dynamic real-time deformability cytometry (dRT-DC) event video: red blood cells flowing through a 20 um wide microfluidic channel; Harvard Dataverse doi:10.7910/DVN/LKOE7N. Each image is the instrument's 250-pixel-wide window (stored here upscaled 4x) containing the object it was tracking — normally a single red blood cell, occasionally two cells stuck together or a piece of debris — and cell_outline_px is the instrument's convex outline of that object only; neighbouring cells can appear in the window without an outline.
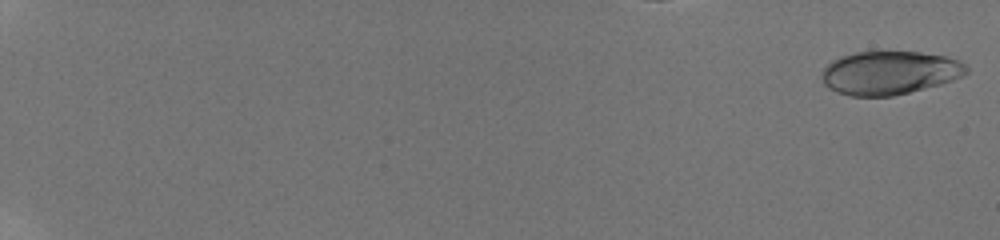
{"species": "human", "species_latin": "Homo sapiens", "temperature_condition": "room temperature", "stored_images_in_passage": 56, "camera_frame_rate_fps": 3000, "um_per_image_px": 0.085, "donor": {"sex": "male"}, "frame": {"image": 1, "passage_image": 1, "time_ms": 0.0, "image_size_px": [1000, 240], "cell_outline_px": [[968, 72], [964, 76], [940, 84], [892, 96], [852, 96], [836, 92], [828, 88], [824, 84], [820, 76], [820, 72], [832, 60], [840, 56], [856, 52], [920, 52], [944, 56], [960, 60], [968, 68]], "centroid_in_image_um": [75.59, 6.19], "position_along_channel_um": 9.4, "area_um2": 36.7}}
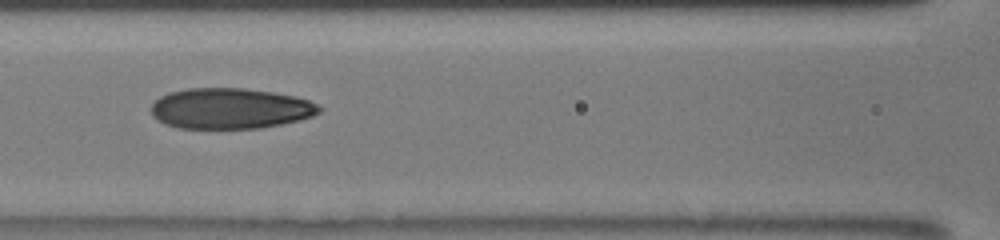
{"frame": {"image": 2, "passage_image": 30, "time_ms": 9.667, "image_size_px": [1000, 240], "cell_outline_px": [[324, 108], [320, 112], [312, 116], [300, 120], [260, 128], [176, 128], [164, 124], [152, 116], [152, 104], [160, 96], [168, 92], [188, 88], [244, 88], [272, 92], [296, 96], [308, 100]], "centroid_in_image_um": [19.56, 9.22], "position_along_channel_um": 147.0, "area_um2": 40.0}}
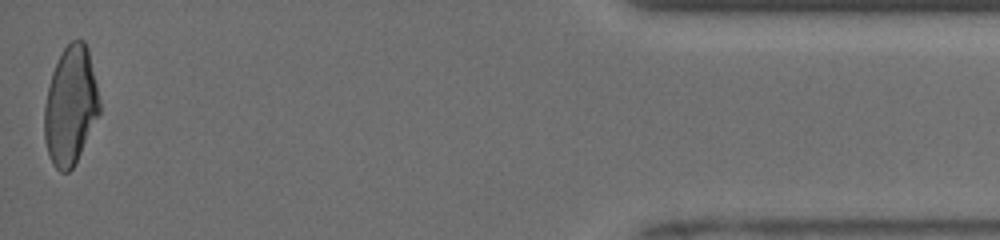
{"frame": {"image": 3, "passage_image": 56, "time_ms": 18.333, "image_size_px": [1000, 240], "cell_outline_px": [[100, 112], [72, 168], [68, 172], [60, 172], [52, 164], [44, 140], [44, 104], [52, 72], [64, 48], [72, 40], [84, 40], [88, 48], [96, 84], [100, 104]], "centroid_in_image_um": [5.98, 8.99], "position_along_channel_um": 429.2, "area_um2": 37.57}, "authors_computed_cell_mechanics": {"area_um2": 39.015, "velocity_mm_per_s": 3.9793, "shape_relaxation_time_tau1_ms": 8.1836, "shape_relaxation_time_tau2_ms": 1.3517, "deformation_change_tau1": 0.234, "deformation_change_tau2": 0.0785}}